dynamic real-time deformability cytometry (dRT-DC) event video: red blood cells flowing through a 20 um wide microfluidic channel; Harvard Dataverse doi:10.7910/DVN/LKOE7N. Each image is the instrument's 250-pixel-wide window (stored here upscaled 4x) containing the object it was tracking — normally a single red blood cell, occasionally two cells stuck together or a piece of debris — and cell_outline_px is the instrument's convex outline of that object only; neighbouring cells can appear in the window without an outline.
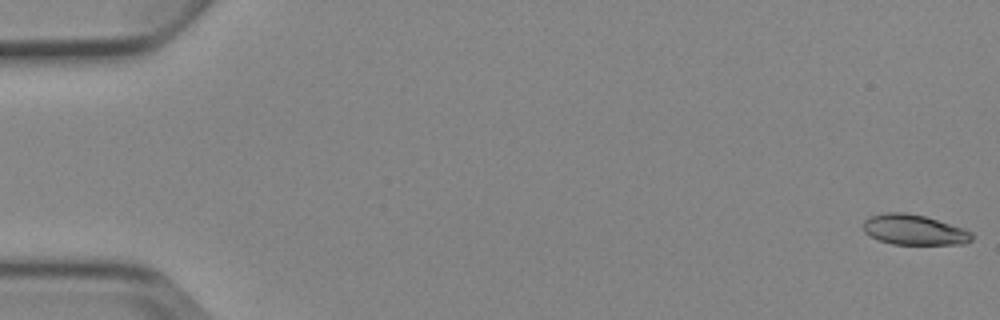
{"species": "Egyptian fruit bat (a non-hibernating species)", "species_latin": "Rousettus aegyptiacus", "temperature_condition": "cold", "stored_images_in_passage": 5, "camera_frame_rate_fps": 3000, "um_per_image_px": 0.085, "animal": {"sex": "female"}, "frame": {"image": 1, "passage_image": 1, "time_ms": 0.0, "image_size_px": [1000, 320], "cell_outline_px": [[972, 240], [964, 244], [892, 244], [880, 240], [864, 232], [864, 220], [868, 216], [888, 212], [904, 212], [924, 216], [964, 228], [972, 232]], "centroid_in_image_um": [77.7, 19.53], "position_along_channel_um": 7.3, "area_um2": 19.07}}
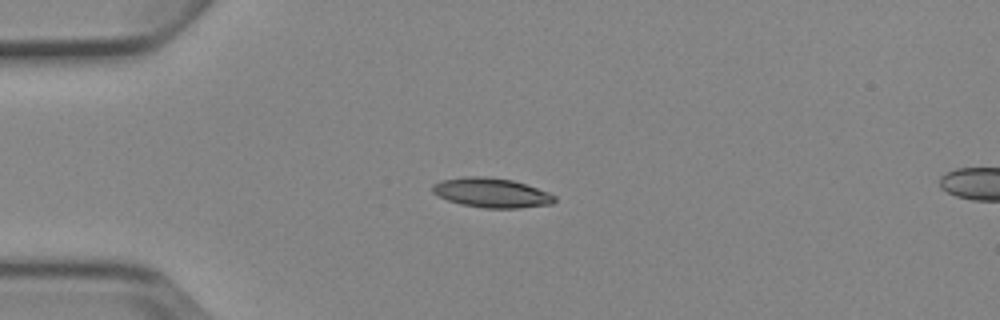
{"frame": {"image": 2, "passage_image": 4, "time_ms": 4.333, "image_size_px": [1000, 320], "cell_outline_px": [[556, 200], [552, 204], [520, 208], [484, 208], [460, 204], [448, 200], [432, 192], [432, 184], [440, 180], [464, 176], [484, 176], [512, 180], [548, 192], [556, 196]], "centroid_in_image_um": [41.76, 16.38], "position_along_channel_um": 43.2, "area_um2": 21.04}}